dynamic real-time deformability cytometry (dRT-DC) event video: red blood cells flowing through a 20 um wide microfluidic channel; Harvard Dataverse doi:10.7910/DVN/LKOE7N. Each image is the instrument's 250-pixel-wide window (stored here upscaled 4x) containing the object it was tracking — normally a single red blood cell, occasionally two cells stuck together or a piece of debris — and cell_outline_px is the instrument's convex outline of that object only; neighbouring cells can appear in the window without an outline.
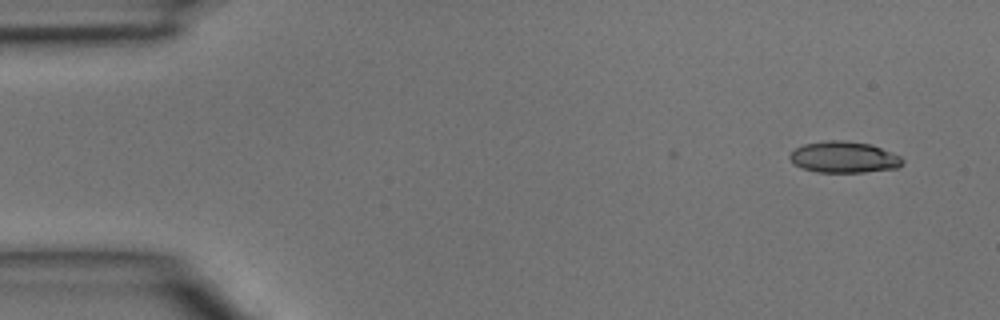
{"species": "common noctule bat (a hibernating species)", "species_latin": "Nyctalus noctula", "temperature_condition": "room temperature", "stored_images_in_passage": 2, "camera_frame_rate_fps": 3000, "um_per_image_px": 0.085, "animal": {"sex": "male", "body_mass_g": 15.6}, "frame": {"image": 1, "passage_image": 2, "time_ms": 0.333, "image_size_px": [1000, 320], "cell_outline_px": [[904, 160], [896, 168], [864, 172], [816, 172], [804, 168], [796, 164], [788, 156], [796, 148], [804, 144], [828, 140], [844, 140], [872, 144], [900, 156]], "centroid_in_image_um": [71.74, 13.35], "position_along_channel_um": 13.3, "area_um2": 20.35}}